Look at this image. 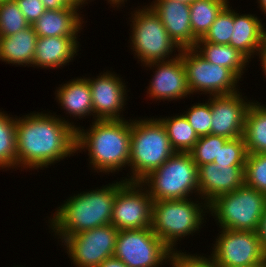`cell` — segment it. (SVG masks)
I'll return each instance as SVG.
<instances>
[{
	"label": "cell",
	"instance_id": "36",
	"mask_svg": "<svg viewBox=\"0 0 266 267\" xmlns=\"http://www.w3.org/2000/svg\"><path fill=\"white\" fill-rule=\"evenodd\" d=\"M16 2L30 25L35 23L46 10L41 0H16Z\"/></svg>",
	"mask_w": 266,
	"mask_h": 267
},
{
	"label": "cell",
	"instance_id": "18",
	"mask_svg": "<svg viewBox=\"0 0 266 267\" xmlns=\"http://www.w3.org/2000/svg\"><path fill=\"white\" fill-rule=\"evenodd\" d=\"M148 6L180 49L195 47L197 39L191 29L190 5L173 0H153Z\"/></svg>",
	"mask_w": 266,
	"mask_h": 267
},
{
	"label": "cell",
	"instance_id": "6",
	"mask_svg": "<svg viewBox=\"0 0 266 267\" xmlns=\"http://www.w3.org/2000/svg\"><path fill=\"white\" fill-rule=\"evenodd\" d=\"M140 183L153 201L188 199L199 195L198 166L189 152H175Z\"/></svg>",
	"mask_w": 266,
	"mask_h": 267
},
{
	"label": "cell",
	"instance_id": "37",
	"mask_svg": "<svg viewBox=\"0 0 266 267\" xmlns=\"http://www.w3.org/2000/svg\"><path fill=\"white\" fill-rule=\"evenodd\" d=\"M256 232L258 234L260 243L266 252V204H265L264 212H263V215L261 217V220H260V223H259V226Z\"/></svg>",
	"mask_w": 266,
	"mask_h": 267
},
{
	"label": "cell",
	"instance_id": "10",
	"mask_svg": "<svg viewBox=\"0 0 266 267\" xmlns=\"http://www.w3.org/2000/svg\"><path fill=\"white\" fill-rule=\"evenodd\" d=\"M173 253L151 227L120 230L117 233L114 257L124 262L127 267L169 265Z\"/></svg>",
	"mask_w": 266,
	"mask_h": 267
},
{
	"label": "cell",
	"instance_id": "31",
	"mask_svg": "<svg viewBox=\"0 0 266 267\" xmlns=\"http://www.w3.org/2000/svg\"><path fill=\"white\" fill-rule=\"evenodd\" d=\"M228 4L217 16L208 32L202 39L212 44H230L231 33L233 32L234 9Z\"/></svg>",
	"mask_w": 266,
	"mask_h": 267
},
{
	"label": "cell",
	"instance_id": "19",
	"mask_svg": "<svg viewBox=\"0 0 266 267\" xmlns=\"http://www.w3.org/2000/svg\"><path fill=\"white\" fill-rule=\"evenodd\" d=\"M230 44L249 61L265 50L266 28L255 14H241L234 10Z\"/></svg>",
	"mask_w": 266,
	"mask_h": 267
},
{
	"label": "cell",
	"instance_id": "26",
	"mask_svg": "<svg viewBox=\"0 0 266 267\" xmlns=\"http://www.w3.org/2000/svg\"><path fill=\"white\" fill-rule=\"evenodd\" d=\"M229 2V0H196L190 4L191 29L197 40L205 36Z\"/></svg>",
	"mask_w": 266,
	"mask_h": 267
},
{
	"label": "cell",
	"instance_id": "4",
	"mask_svg": "<svg viewBox=\"0 0 266 267\" xmlns=\"http://www.w3.org/2000/svg\"><path fill=\"white\" fill-rule=\"evenodd\" d=\"M127 182H140L162 166L176 151L158 118L131 119V147ZM131 172V173H130Z\"/></svg>",
	"mask_w": 266,
	"mask_h": 267
},
{
	"label": "cell",
	"instance_id": "32",
	"mask_svg": "<svg viewBox=\"0 0 266 267\" xmlns=\"http://www.w3.org/2000/svg\"><path fill=\"white\" fill-rule=\"evenodd\" d=\"M244 176L245 185L266 195V153L247 155Z\"/></svg>",
	"mask_w": 266,
	"mask_h": 267
},
{
	"label": "cell",
	"instance_id": "28",
	"mask_svg": "<svg viewBox=\"0 0 266 267\" xmlns=\"http://www.w3.org/2000/svg\"><path fill=\"white\" fill-rule=\"evenodd\" d=\"M0 110V169H17L16 116ZM14 117V118H13Z\"/></svg>",
	"mask_w": 266,
	"mask_h": 267
},
{
	"label": "cell",
	"instance_id": "40",
	"mask_svg": "<svg viewBox=\"0 0 266 267\" xmlns=\"http://www.w3.org/2000/svg\"><path fill=\"white\" fill-rule=\"evenodd\" d=\"M68 4H71V5H75L77 6L78 8H80V10H82L81 8L83 6H85L86 4L90 3L91 1L93 0H65ZM89 1V2H88ZM85 4V5H84Z\"/></svg>",
	"mask_w": 266,
	"mask_h": 267
},
{
	"label": "cell",
	"instance_id": "14",
	"mask_svg": "<svg viewBox=\"0 0 266 267\" xmlns=\"http://www.w3.org/2000/svg\"><path fill=\"white\" fill-rule=\"evenodd\" d=\"M96 77H85L90 84L93 121L125 119L121 113L127 104V92L129 91L124 79L117 73L108 70L101 72Z\"/></svg>",
	"mask_w": 266,
	"mask_h": 267
},
{
	"label": "cell",
	"instance_id": "23",
	"mask_svg": "<svg viewBox=\"0 0 266 267\" xmlns=\"http://www.w3.org/2000/svg\"><path fill=\"white\" fill-rule=\"evenodd\" d=\"M37 38L32 25L14 35L0 37V61L33 67Z\"/></svg>",
	"mask_w": 266,
	"mask_h": 267
},
{
	"label": "cell",
	"instance_id": "35",
	"mask_svg": "<svg viewBox=\"0 0 266 267\" xmlns=\"http://www.w3.org/2000/svg\"><path fill=\"white\" fill-rule=\"evenodd\" d=\"M187 252L173 253L169 264L171 267H215L212 261L206 257V254H186Z\"/></svg>",
	"mask_w": 266,
	"mask_h": 267
},
{
	"label": "cell",
	"instance_id": "17",
	"mask_svg": "<svg viewBox=\"0 0 266 267\" xmlns=\"http://www.w3.org/2000/svg\"><path fill=\"white\" fill-rule=\"evenodd\" d=\"M245 166L208 163L198 166L199 196L207 204L245 184Z\"/></svg>",
	"mask_w": 266,
	"mask_h": 267
},
{
	"label": "cell",
	"instance_id": "12",
	"mask_svg": "<svg viewBox=\"0 0 266 267\" xmlns=\"http://www.w3.org/2000/svg\"><path fill=\"white\" fill-rule=\"evenodd\" d=\"M118 231L112 224H106L67 236L61 245L75 267H98L114 256Z\"/></svg>",
	"mask_w": 266,
	"mask_h": 267
},
{
	"label": "cell",
	"instance_id": "41",
	"mask_svg": "<svg viewBox=\"0 0 266 267\" xmlns=\"http://www.w3.org/2000/svg\"><path fill=\"white\" fill-rule=\"evenodd\" d=\"M259 61H260V66L262 68V72H264V75L266 77V51L264 50L260 55H259Z\"/></svg>",
	"mask_w": 266,
	"mask_h": 267
},
{
	"label": "cell",
	"instance_id": "45",
	"mask_svg": "<svg viewBox=\"0 0 266 267\" xmlns=\"http://www.w3.org/2000/svg\"><path fill=\"white\" fill-rule=\"evenodd\" d=\"M240 267H266V264H257V265L240 266Z\"/></svg>",
	"mask_w": 266,
	"mask_h": 267
},
{
	"label": "cell",
	"instance_id": "11",
	"mask_svg": "<svg viewBox=\"0 0 266 267\" xmlns=\"http://www.w3.org/2000/svg\"><path fill=\"white\" fill-rule=\"evenodd\" d=\"M208 258L215 267L266 264V252L256 231L219 229Z\"/></svg>",
	"mask_w": 266,
	"mask_h": 267
},
{
	"label": "cell",
	"instance_id": "22",
	"mask_svg": "<svg viewBox=\"0 0 266 267\" xmlns=\"http://www.w3.org/2000/svg\"><path fill=\"white\" fill-rule=\"evenodd\" d=\"M59 86L55 90V100L60 104L61 110H66L65 115L80 120L93 115L90 84L85 76L70 79Z\"/></svg>",
	"mask_w": 266,
	"mask_h": 267
},
{
	"label": "cell",
	"instance_id": "44",
	"mask_svg": "<svg viewBox=\"0 0 266 267\" xmlns=\"http://www.w3.org/2000/svg\"><path fill=\"white\" fill-rule=\"evenodd\" d=\"M173 1H177V2H181V3H185L190 5L191 3H193L196 0H173Z\"/></svg>",
	"mask_w": 266,
	"mask_h": 267
},
{
	"label": "cell",
	"instance_id": "25",
	"mask_svg": "<svg viewBox=\"0 0 266 267\" xmlns=\"http://www.w3.org/2000/svg\"><path fill=\"white\" fill-rule=\"evenodd\" d=\"M253 100L245 119L243 137L248 154L266 153V105Z\"/></svg>",
	"mask_w": 266,
	"mask_h": 267
},
{
	"label": "cell",
	"instance_id": "20",
	"mask_svg": "<svg viewBox=\"0 0 266 267\" xmlns=\"http://www.w3.org/2000/svg\"><path fill=\"white\" fill-rule=\"evenodd\" d=\"M78 38L69 36L38 37L33 68L61 69L72 62L79 52L80 42Z\"/></svg>",
	"mask_w": 266,
	"mask_h": 267
},
{
	"label": "cell",
	"instance_id": "8",
	"mask_svg": "<svg viewBox=\"0 0 266 267\" xmlns=\"http://www.w3.org/2000/svg\"><path fill=\"white\" fill-rule=\"evenodd\" d=\"M265 204V194L244 184L210 202L208 213L220 229L257 231Z\"/></svg>",
	"mask_w": 266,
	"mask_h": 267
},
{
	"label": "cell",
	"instance_id": "43",
	"mask_svg": "<svg viewBox=\"0 0 266 267\" xmlns=\"http://www.w3.org/2000/svg\"><path fill=\"white\" fill-rule=\"evenodd\" d=\"M257 2L259 3L258 6L261 9L262 13L264 12L263 14H266V0H257Z\"/></svg>",
	"mask_w": 266,
	"mask_h": 267
},
{
	"label": "cell",
	"instance_id": "24",
	"mask_svg": "<svg viewBox=\"0 0 266 267\" xmlns=\"http://www.w3.org/2000/svg\"><path fill=\"white\" fill-rule=\"evenodd\" d=\"M194 49L210 63L230 69L240 80L248 70L249 60L229 44L197 41Z\"/></svg>",
	"mask_w": 266,
	"mask_h": 267
},
{
	"label": "cell",
	"instance_id": "34",
	"mask_svg": "<svg viewBox=\"0 0 266 267\" xmlns=\"http://www.w3.org/2000/svg\"><path fill=\"white\" fill-rule=\"evenodd\" d=\"M184 112V116L187 118L198 137L211 134V124L213 120L211 117L210 96L205 103L196 102V104L194 103L188 108V111L186 109Z\"/></svg>",
	"mask_w": 266,
	"mask_h": 267
},
{
	"label": "cell",
	"instance_id": "15",
	"mask_svg": "<svg viewBox=\"0 0 266 267\" xmlns=\"http://www.w3.org/2000/svg\"><path fill=\"white\" fill-rule=\"evenodd\" d=\"M245 97L242 92L210 96L211 117L213 120L211 134L228 139L243 136L246 114L253 102Z\"/></svg>",
	"mask_w": 266,
	"mask_h": 267
},
{
	"label": "cell",
	"instance_id": "21",
	"mask_svg": "<svg viewBox=\"0 0 266 267\" xmlns=\"http://www.w3.org/2000/svg\"><path fill=\"white\" fill-rule=\"evenodd\" d=\"M80 8L69 4L67 7L59 10H45L39 19L32 24L38 37H78L84 22Z\"/></svg>",
	"mask_w": 266,
	"mask_h": 267
},
{
	"label": "cell",
	"instance_id": "30",
	"mask_svg": "<svg viewBox=\"0 0 266 267\" xmlns=\"http://www.w3.org/2000/svg\"><path fill=\"white\" fill-rule=\"evenodd\" d=\"M227 140L228 138L214 134L201 136L189 154L197 166L213 163Z\"/></svg>",
	"mask_w": 266,
	"mask_h": 267
},
{
	"label": "cell",
	"instance_id": "1",
	"mask_svg": "<svg viewBox=\"0 0 266 267\" xmlns=\"http://www.w3.org/2000/svg\"><path fill=\"white\" fill-rule=\"evenodd\" d=\"M51 114L33 111L16 116L17 169L43 170L77 154L79 126L56 113Z\"/></svg>",
	"mask_w": 266,
	"mask_h": 267
},
{
	"label": "cell",
	"instance_id": "7",
	"mask_svg": "<svg viewBox=\"0 0 266 267\" xmlns=\"http://www.w3.org/2000/svg\"><path fill=\"white\" fill-rule=\"evenodd\" d=\"M136 7L130 17V49L142 65L156 61H168L179 55L181 49L170 38L161 19L148 6ZM178 52V54L176 51ZM174 51V53H173ZM174 54V55H172ZM171 56V57H170Z\"/></svg>",
	"mask_w": 266,
	"mask_h": 267
},
{
	"label": "cell",
	"instance_id": "33",
	"mask_svg": "<svg viewBox=\"0 0 266 267\" xmlns=\"http://www.w3.org/2000/svg\"><path fill=\"white\" fill-rule=\"evenodd\" d=\"M248 152L244 137L228 139L220 148L218 156L215 158V164L230 166H245Z\"/></svg>",
	"mask_w": 266,
	"mask_h": 267
},
{
	"label": "cell",
	"instance_id": "5",
	"mask_svg": "<svg viewBox=\"0 0 266 267\" xmlns=\"http://www.w3.org/2000/svg\"><path fill=\"white\" fill-rule=\"evenodd\" d=\"M197 198L158 200L152 203L151 229L174 253L182 252L176 248L178 240L180 242L183 237L189 238L195 235L193 233L200 232L203 228L201 225L206 222L204 219L208 214V204L200 197Z\"/></svg>",
	"mask_w": 266,
	"mask_h": 267
},
{
	"label": "cell",
	"instance_id": "29",
	"mask_svg": "<svg viewBox=\"0 0 266 267\" xmlns=\"http://www.w3.org/2000/svg\"><path fill=\"white\" fill-rule=\"evenodd\" d=\"M29 26L16 0L0 3V37L14 35Z\"/></svg>",
	"mask_w": 266,
	"mask_h": 267
},
{
	"label": "cell",
	"instance_id": "42",
	"mask_svg": "<svg viewBox=\"0 0 266 267\" xmlns=\"http://www.w3.org/2000/svg\"><path fill=\"white\" fill-rule=\"evenodd\" d=\"M127 1L128 0H107L108 4L110 3L113 8L117 7V10L123 7Z\"/></svg>",
	"mask_w": 266,
	"mask_h": 267
},
{
	"label": "cell",
	"instance_id": "39",
	"mask_svg": "<svg viewBox=\"0 0 266 267\" xmlns=\"http://www.w3.org/2000/svg\"><path fill=\"white\" fill-rule=\"evenodd\" d=\"M98 267H127V265L120 259L113 257L107 258Z\"/></svg>",
	"mask_w": 266,
	"mask_h": 267
},
{
	"label": "cell",
	"instance_id": "27",
	"mask_svg": "<svg viewBox=\"0 0 266 267\" xmlns=\"http://www.w3.org/2000/svg\"><path fill=\"white\" fill-rule=\"evenodd\" d=\"M164 125L172 148L176 152H189L199 137L184 114L171 117H158Z\"/></svg>",
	"mask_w": 266,
	"mask_h": 267
},
{
	"label": "cell",
	"instance_id": "9",
	"mask_svg": "<svg viewBox=\"0 0 266 267\" xmlns=\"http://www.w3.org/2000/svg\"><path fill=\"white\" fill-rule=\"evenodd\" d=\"M186 72L191 94L209 96L230 95L239 92L240 80L230 69L213 64L201 56L194 48L179 52Z\"/></svg>",
	"mask_w": 266,
	"mask_h": 267
},
{
	"label": "cell",
	"instance_id": "38",
	"mask_svg": "<svg viewBox=\"0 0 266 267\" xmlns=\"http://www.w3.org/2000/svg\"><path fill=\"white\" fill-rule=\"evenodd\" d=\"M46 10H59L67 7L69 4L65 0H41Z\"/></svg>",
	"mask_w": 266,
	"mask_h": 267
},
{
	"label": "cell",
	"instance_id": "13",
	"mask_svg": "<svg viewBox=\"0 0 266 267\" xmlns=\"http://www.w3.org/2000/svg\"><path fill=\"white\" fill-rule=\"evenodd\" d=\"M152 197L140 182H116V196L111 223L116 229H144L151 227Z\"/></svg>",
	"mask_w": 266,
	"mask_h": 267
},
{
	"label": "cell",
	"instance_id": "3",
	"mask_svg": "<svg viewBox=\"0 0 266 267\" xmlns=\"http://www.w3.org/2000/svg\"><path fill=\"white\" fill-rule=\"evenodd\" d=\"M113 182L102 185L100 189L74 194L63 201L48 218L54 238L62 241L67 236L110 224L117 180Z\"/></svg>",
	"mask_w": 266,
	"mask_h": 267
},
{
	"label": "cell",
	"instance_id": "2",
	"mask_svg": "<svg viewBox=\"0 0 266 267\" xmlns=\"http://www.w3.org/2000/svg\"><path fill=\"white\" fill-rule=\"evenodd\" d=\"M84 128H77L76 150L88 151L89 166L94 172L115 174L129 167L131 119L94 120L89 129Z\"/></svg>",
	"mask_w": 266,
	"mask_h": 267
},
{
	"label": "cell",
	"instance_id": "16",
	"mask_svg": "<svg viewBox=\"0 0 266 267\" xmlns=\"http://www.w3.org/2000/svg\"><path fill=\"white\" fill-rule=\"evenodd\" d=\"M144 66L155 70L149 86L146 87L147 97L151 100L177 101L191 96L180 55L168 61L150 62Z\"/></svg>",
	"mask_w": 266,
	"mask_h": 267
}]
</instances>
